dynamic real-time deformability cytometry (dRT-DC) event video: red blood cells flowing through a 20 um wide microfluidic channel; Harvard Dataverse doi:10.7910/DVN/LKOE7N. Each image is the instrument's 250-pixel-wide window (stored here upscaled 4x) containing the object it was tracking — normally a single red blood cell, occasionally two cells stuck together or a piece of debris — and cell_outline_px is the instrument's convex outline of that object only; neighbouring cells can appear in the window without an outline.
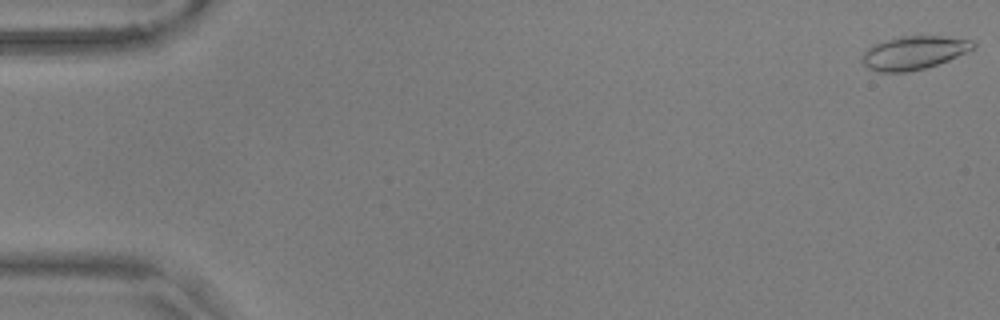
{"species": "common noctule bat (a hibernating species)", "species_latin": "Nyctalus noctula", "temperature_condition": "warm", "stored_images_in_passage": 56, "camera_frame_rate_fps": 3000, "um_per_image_px": 0.085, "animal": {"sex": "male", "body_mass_g": 17.9, "forearm_length_mm": 54.2}, "frame": {"image": 1, "passage_image": 1, "time_ms": 0.0, "image_size_px": [1000, 320], "cell_outline_px": [[976, 48], [968, 52], [948, 60], [924, 68], [908, 72], [880, 72], [868, 68], [860, 60], [864, 52], [872, 44], [900, 36], [940, 36], [972, 40], [976, 44]], "centroid_in_image_um": [77.67, 4.48], "position_along_channel_um": 7.3, "area_um2": 21.62}}
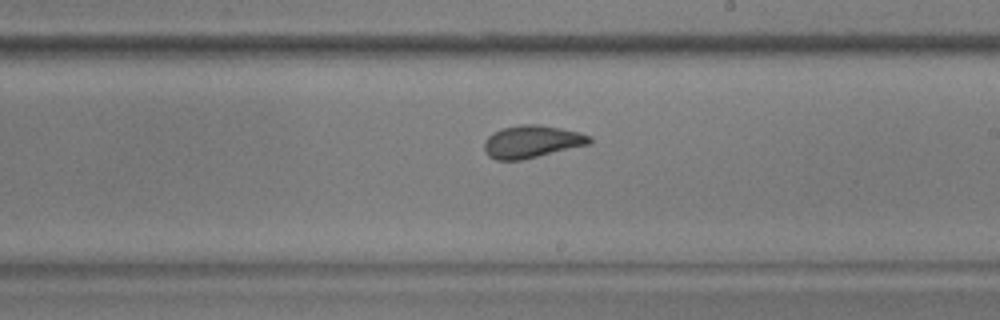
{"frame": {"image": 2, "passage_image": 33, "time_ms": 10.667, "image_size_px": [1000, 320], "cell_outline_px": [[592, 140], [588, 144], [520, 160], [496, 160], [488, 156], [484, 152], [484, 140], [492, 132], [500, 128], [520, 124], [540, 124], [580, 132], [592, 136]], "centroid_in_image_um": [45.15, 12.02], "position_along_channel_um": 243.8, "area_um2": 20.0}}
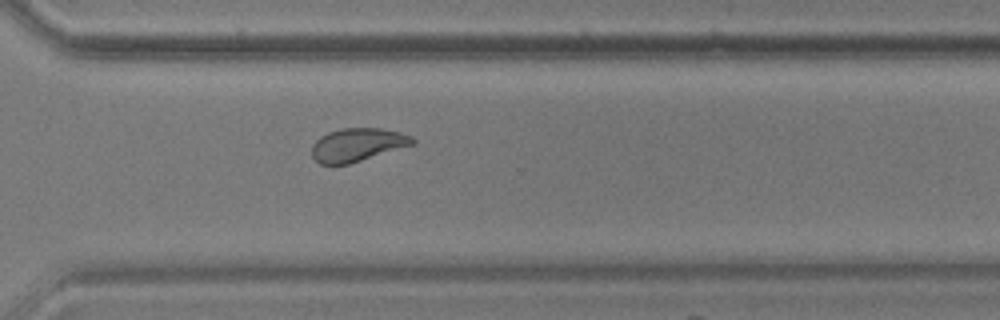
{"frame": {"image": 3, "passage_image": 41, "time_ms": 13.333, "image_size_px": [1000, 320], "cell_outline_px": [[416, 144], [348, 164], [320, 164], [312, 156], [312, 144], [320, 136], [328, 132], [344, 128], [380, 128], [400, 132], [412, 136], [416, 140]], "centroid_in_image_um": [30.4, 12.3], "position_along_channel_um": 340.2, "area_um2": 19.54}, "authors_computed_cell_mechanics": {"area_um2": 20.6346, "velocity_mm_per_s": 3.6198, "shape_relaxation_time_tau1_ms": 5.0538, "shape_relaxation_time_tau2_ms": 1.3727, "deformation_change_tau1": 0.1264, "deformation_change_tau2": 0.0604}}